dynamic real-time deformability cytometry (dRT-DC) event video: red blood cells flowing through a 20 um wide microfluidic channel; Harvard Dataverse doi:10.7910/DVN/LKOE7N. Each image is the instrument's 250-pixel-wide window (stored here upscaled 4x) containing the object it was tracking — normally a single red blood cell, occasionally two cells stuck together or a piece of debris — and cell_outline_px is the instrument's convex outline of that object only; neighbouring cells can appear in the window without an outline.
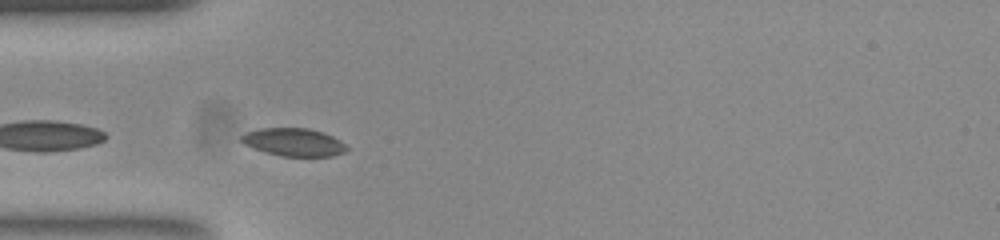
{"species": "common noctule bat (a hibernating species)", "species_latin": "Nyctalus noctula", "temperature_condition": "room temperature", "stored_images_in_passage": 30, "camera_frame_rate_fps": 3000, "um_per_image_px": 0.085, "animal": {"sex": "female", "body_mass_g": 23.0, "forearm_length_mm": 53.4}, "frame": {"image": 1, "passage_image": 2, "time_ms": 0.333, "image_size_px": [1000, 240], "cell_outline_px": [[348, 148], [344, 152], [332, 156], [280, 156], [244, 144], [240, 140], [240, 136], [244, 132], [260, 128], [308, 128], [324, 132], [340, 140]], "centroid_in_image_um": [24.96, 12.07], "position_along_channel_um": 60.0, "area_um2": 17.05}}
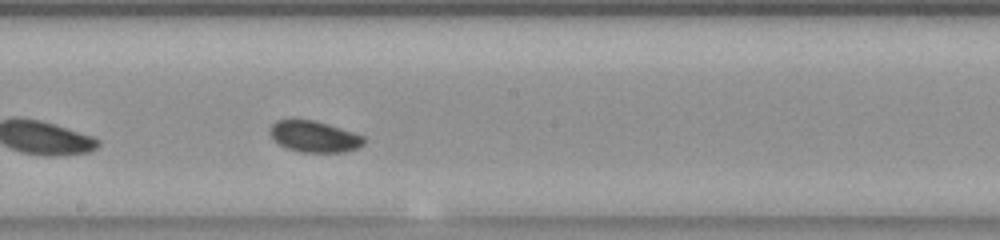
{"frame": {"image": 2, "passage_image": 15, "time_ms": 4.667, "image_size_px": [1000, 240], "cell_outline_px": [[364, 144], [356, 148], [344, 152], [300, 152], [288, 148], [280, 144], [272, 136], [272, 124], [276, 120], [312, 120], [364, 136]], "centroid_in_image_um": [26.73, 11.62], "position_along_channel_um": 221.5, "area_um2": 16.47}}
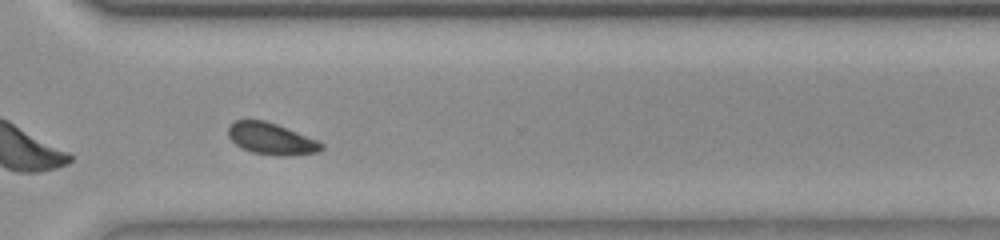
{"frame": {"image": 3, "passage_image": 25, "time_ms": 8.0, "image_size_px": [1000, 240], "cell_outline_px": [[324, 148], [320, 152], [292, 156], [276, 156], [252, 152], [236, 144], [228, 136], [228, 128], [236, 120], [264, 120], [276, 124], [316, 140], [324, 144]], "centroid_in_image_um": [23.09, 11.81], "position_along_channel_um": 347.5, "area_um2": 17.05}, "authors_computed_cell_mechanics": {"area_um2": 16.9643, "velocity_mm_per_s": 3.776, "shape_relaxation_time_tau1_ms": 4.7229, "shape_relaxation_time_tau2_ms": null, "deformation_change_tau1": 0.1164, "deformation_change_tau2": null}}